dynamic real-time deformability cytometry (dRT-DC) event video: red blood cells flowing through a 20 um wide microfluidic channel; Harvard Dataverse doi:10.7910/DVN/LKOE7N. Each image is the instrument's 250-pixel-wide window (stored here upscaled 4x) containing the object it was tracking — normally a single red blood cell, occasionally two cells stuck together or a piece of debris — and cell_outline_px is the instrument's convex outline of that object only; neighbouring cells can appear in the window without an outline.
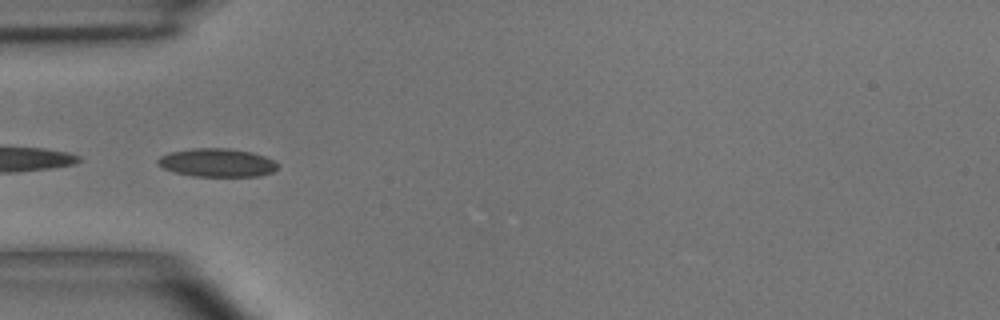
{"species": "common noctule bat (a hibernating species)", "species_latin": "Nyctalus noctula", "temperature_condition": "room temperature", "stored_images_in_passage": 7, "camera_frame_rate_fps": 3000, "um_per_image_px": 0.085, "animal": {"sex": "male", "body_mass_g": 15.6}, "frame": {"image": 1, "passage_image": 4, "time_ms": 4.333, "image_size_px": [1000, 320], "cell_outline_px": [[276, 168], [272, 172], [260, 176], [192, 176], [176, 172], [164, 168], [156, 164], [156, 160], [160, 156], [168, 152], [192, 148], [228, 148], [252, 152], [264, 156], [272, 160], [276, 164]], "centroid_in_image_um": [18.4, 13.82], "position_along_channel_um": 66.6, "area_um2": 19.77}}
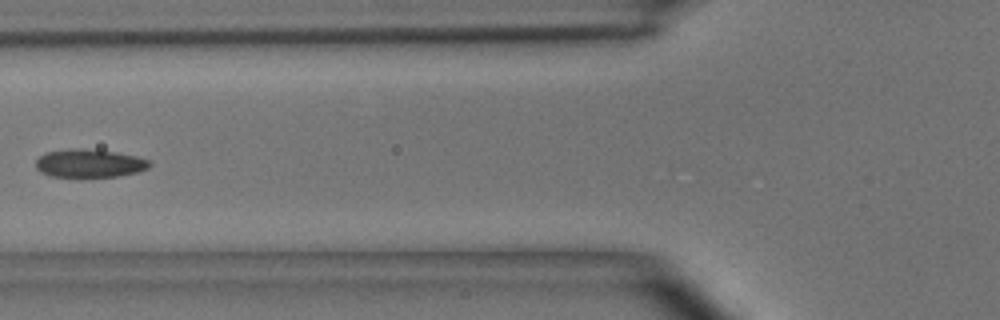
{"frame": {"image": 2, "passage_image": 5, "time_ms": 5.667, "image_size_px": [1000, 320], "cell_outline_px": [[152, 164], [148, 168], [136, 172], [116, 176], [52, 176], [40, 172], [36, 168], [36, 160], [44, 152], [72, 148], [84, 148], [116, 152], [136, 156], [148, 160]], "centroid_in_image_um": [7.58, 13.86], "position_along_channel_um": 118.2, "area_um2": 18.55}}